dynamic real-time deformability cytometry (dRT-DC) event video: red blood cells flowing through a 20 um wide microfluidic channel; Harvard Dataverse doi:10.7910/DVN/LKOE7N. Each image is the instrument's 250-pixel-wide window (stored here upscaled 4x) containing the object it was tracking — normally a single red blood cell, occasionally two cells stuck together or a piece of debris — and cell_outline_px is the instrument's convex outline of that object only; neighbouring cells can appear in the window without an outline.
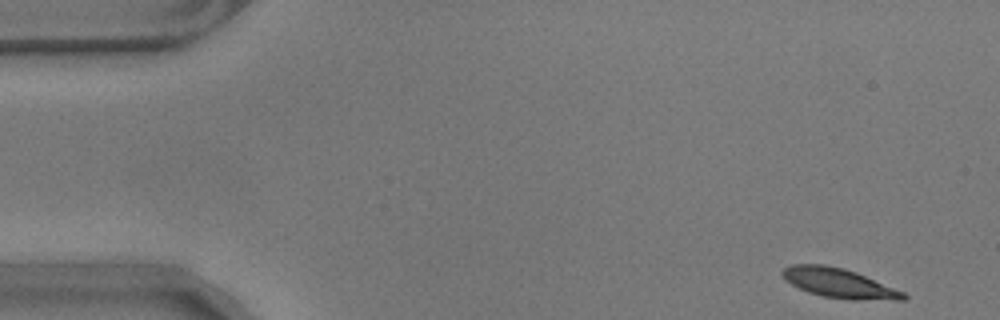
{"species": "common noctule bat (a hibernating species)", "species_latin": "Nyctalus noctula", "temperature_condition": "warm", "stored_images_in_passage": 55, "camera_frame_rate_fps": 3000, "um_per_image_px": 0.085, "animal": {"sex": "male", "body_mass_g": 17.9}, "frame": {"image": 1, "passage_image": 1, "time_ms": 0.0, "image_size_px": [1000, 320], "cell_outline_px": [[908, 296], [904, 300], [852, 300], [824, 296], [808, 292], [784, 280], [780, 272], [784, 268], [792, 264], [824, 264], [844, 268], [856, 272], [904, 292]], "centroid_in_image_um": [71.31, 24.06], "position_along_channel_um": 13.7, "area_um2": 20.81}}
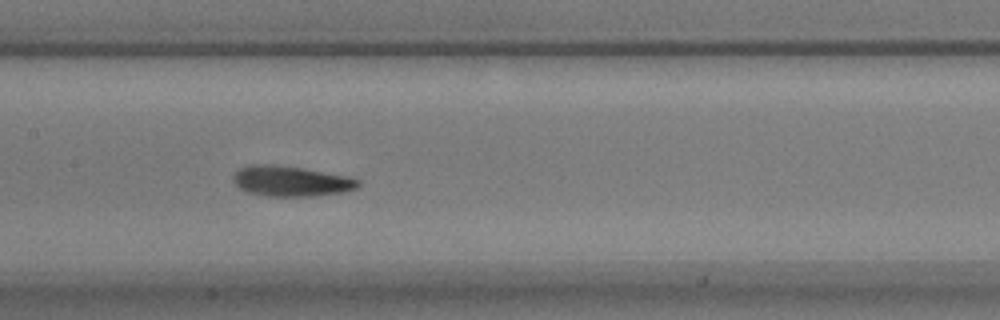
{"frame": {"image": 2, "passage_image": 25, "time_ms": 8.0, "image_size_px": [1000, 320], "cell_outline_px": [[360, 184], [356, 188], [344, 192], [316, 196], [268, 196], [248, 192], [240, 188], [232, 180], [232, 176], [240, 168], [248, 164], [276, 164], [304, 168], [348, 176], [360, 180]], "centroid_in_image_um": [24.73, 15.38], "position_along_channel_um": 182.7, "area_um2": 22.31}}
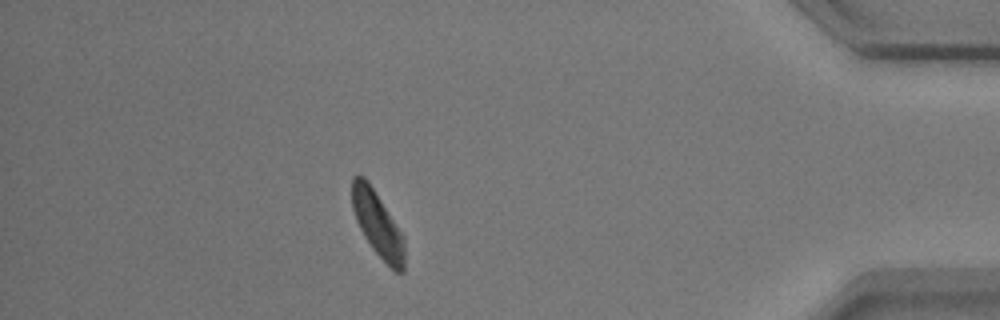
{"frame": {"image": 3, "passage_image": 48, "time_ms": 15.667, "image_size_px": [1000, 320], "cell_outline_px": [[404, 272], [396, 272], [372, 248], [364, 236], [356, 220], [352, 208], [352, 176], [364, 176], [368, 180], [404, 236]], "centroid_in_image_um": [32.09, 19.03], "position_along_channel_um": 403.1, "area_um2": 19.65}, "authors_computed_cell_mechanics": {"area_um2": 20.9814, "velocity_mm_per_s": 3.4893, "shape_relaxation_time_tau1_ms": 3.8812, "shape_relaxation_time_tau2_ms": 5.2347, "deformation_change_tau1": 0.1641, "deformation_change_tau2": 0.1373}}